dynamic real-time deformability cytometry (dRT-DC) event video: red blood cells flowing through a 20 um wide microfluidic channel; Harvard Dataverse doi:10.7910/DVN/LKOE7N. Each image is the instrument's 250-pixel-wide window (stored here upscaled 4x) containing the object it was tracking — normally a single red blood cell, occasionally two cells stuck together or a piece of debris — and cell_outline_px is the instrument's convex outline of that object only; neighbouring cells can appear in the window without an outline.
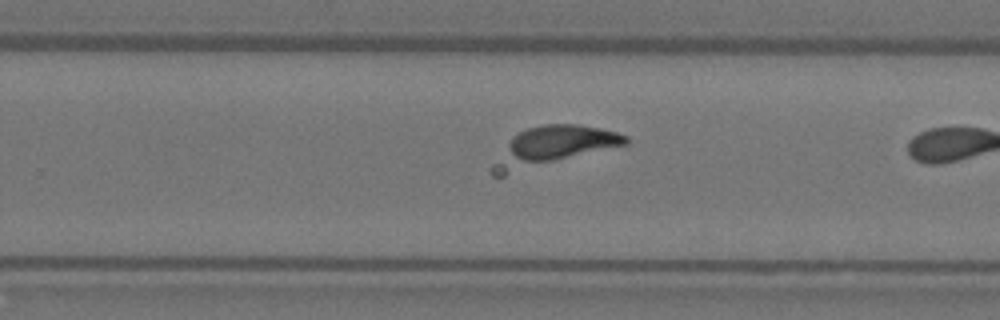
{"species": "Egyptian fruit bat (a non-hibernating species)", "species_latin": "Rousettus aegyptiacus", "temperature_condition": "warm", "stored_images_in_passage": 36, "camera_frame_rate_fps": 3000, "um_per_image_px": 0.085, "animal": {"sex": "female"}, "frame": {"image": 1, "passage_image": 35, "time_ms": 11.333, "image_size_px": [1000, 320], "cell_outline_px": [[628, 144], [504, 176], [492, 176], [488, 172], [488, 168], [512, 136], [528, 128], [544, 124], [576, 124], [600, 128], [616, 132], [628, 136]], "centroid_in_image_um": [46.94, 12.46], "position_along_channel_um": 282.9, "area_um2": 30.29}}